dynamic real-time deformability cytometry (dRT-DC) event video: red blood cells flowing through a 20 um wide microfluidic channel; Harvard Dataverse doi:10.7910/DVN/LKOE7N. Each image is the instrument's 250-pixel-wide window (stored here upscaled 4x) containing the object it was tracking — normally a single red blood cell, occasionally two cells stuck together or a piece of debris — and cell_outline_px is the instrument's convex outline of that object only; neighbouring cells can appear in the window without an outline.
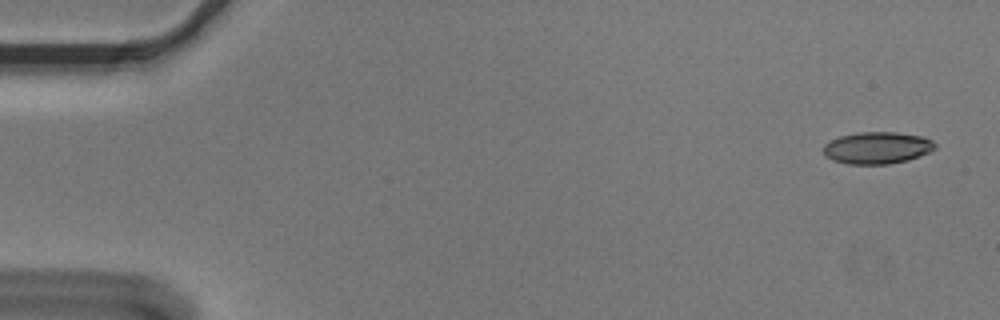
{"species": "Egyptian fruit bat (a non-hibernating species)", "species_latin": "Rousettus aegyptiacus", "temperature_condition": "cold", "stored_images_in_passage": 4, "camera_frame_rate_fps": 3000, "um_per_image_px": 0.085, "animal": {"sex": "male"}, "frame": {"image": 1, "passage_image": 1, "time_ms": 0.0, "image_size_px": [1000, 320], "cell_outline_px": [[936, 148], [928, 152], [908, 160], [888, 164], [848, 164], [832, 160], [824, 152], [824, 144], [840, 136], [860, 132], [896, 132], [924, 136], [932, 140], [936, 144]], "centroid_in_image_um": [74.59, 12.56], "position_along_channel_um": 10.4, "area_um2": 20.69}}
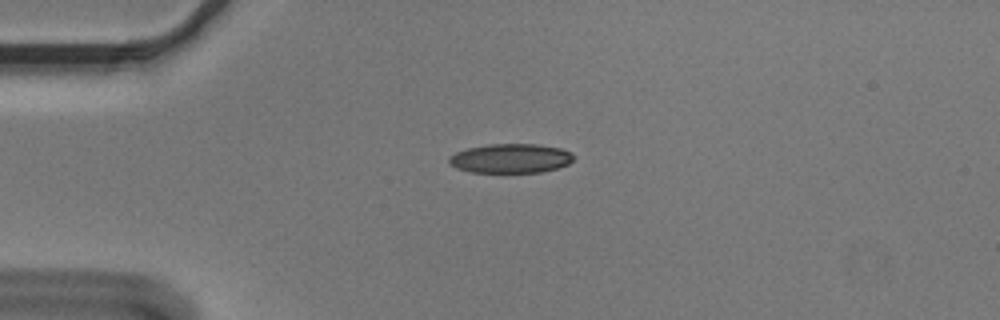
{"frame": {"image": 2, "passage_image": 3, "time_ms": 0.667, "image_size_px": [1000, 320], "cell_outline_px": [[572, 160], [568, 164], [556, 168], [540, 172], [468, 172], [456, 168], [448, 160], [448, 156], [456, 152], [468, 148], [488, 144], [536, 144], [560, 148], [572, 152]], "centroid_in_image_um": [43.38, 13.46], "position_along_channel_um": 41.6, "area_um2": 21.15}}